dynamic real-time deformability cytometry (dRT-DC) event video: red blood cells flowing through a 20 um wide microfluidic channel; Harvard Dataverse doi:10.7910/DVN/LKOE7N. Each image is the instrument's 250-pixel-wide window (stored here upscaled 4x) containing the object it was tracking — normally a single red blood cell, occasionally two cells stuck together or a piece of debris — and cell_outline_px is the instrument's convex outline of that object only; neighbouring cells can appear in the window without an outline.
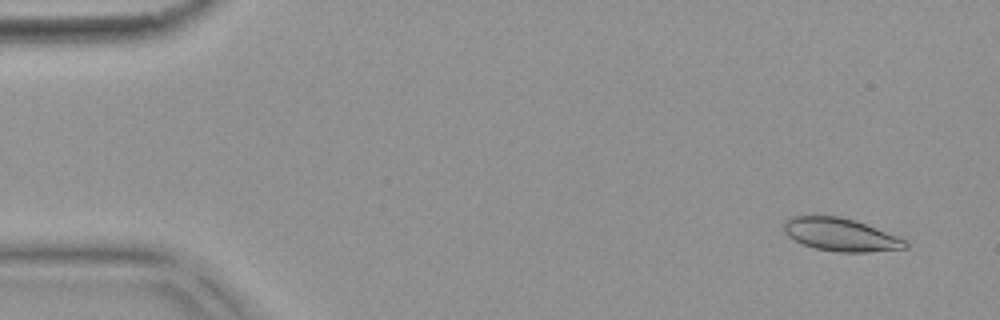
{"species": "common noctule bat (a hibernating species)", "species_latin": "Nyctalus noctula", "temperature_condition": "warm", "stored_images_in_passage": 5, "camera_frame_rate_fps": 3000, "um_per_image_px": 0.085, "animal": {"sex": "female", "body_mass_g": 18.4}, "frame": {"image": 1, "passage_image": 1, "time_ms": 0.0, "image_size_px": [1000, 320], "cell_outline_px": [[908, 248], [868, 252], [840, 252], [816, 248], [804, 244], [788, 236], [784, 232], [784, 224], [792, 216], [836, 216], [852, 220], [864, 224], [896, 236], [904, 240], [908, 244]], "centroid_in_image_um": [71.44, 19.96], "position_along_channel_um": 13.6, "area_um2": 22.66}}
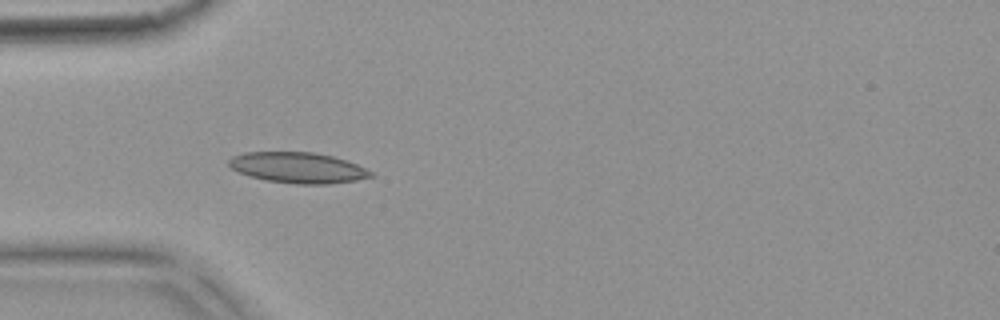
{"frame": {"image": 2, "passage_image": 4, "time_ms": 1.0, "image_size_px": [1000, 320], "cell_outline_px": [[376, 176], [356, 180], [332, 184], [296, 184], [264, 180], [240, 172], [232, 168], [228, 164], [228, 160], [232, 156], [244, 152], [316, 152], [332, 156], [356, 164], [372, 172]], "centroid_in_image_um": [25.33, 14.25], "position_along_channel_um": 59.7, "area_um2": 25.37}}
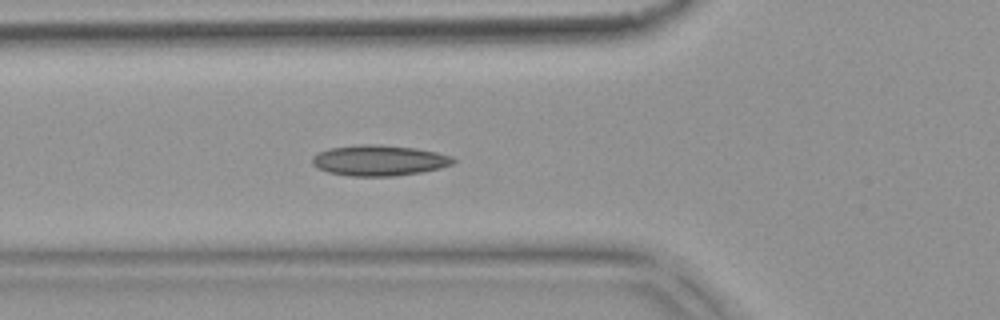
{"frame": {"image": 3, "passage_image": 5, "time_ms": 1.333, "image_size_px": [1000, 320], "cell_outline_px": [[456, 160], [452, 164], [440, 168], [420, 172], [396, 176], [348, 176], [328, 172], [312, 164], [312, 156], [320, 152], [332, 148], [360, 144], [372, 144], [416, 148], [436, 152], [452, 156]], "centroid_in_image_um": [32.24, 13.64], "position_along_channel_um": 93.6, "area_um2": 25.03}}